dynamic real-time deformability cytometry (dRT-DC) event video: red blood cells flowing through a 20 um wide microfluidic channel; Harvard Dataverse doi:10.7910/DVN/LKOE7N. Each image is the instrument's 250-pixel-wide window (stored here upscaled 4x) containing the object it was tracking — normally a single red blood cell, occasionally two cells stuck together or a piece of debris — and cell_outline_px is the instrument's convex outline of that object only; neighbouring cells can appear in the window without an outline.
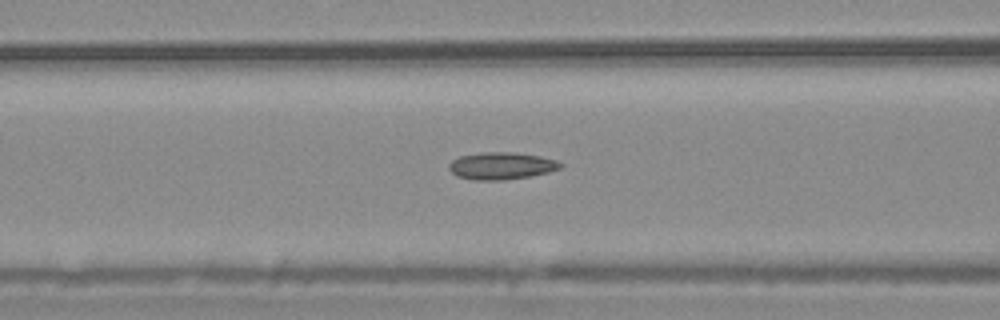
{"species": "common noctule bat (a hibernating species)", "species_latin": "Nyctalus noctula", "temperature_condition": "warm", "stored_images_in_passage": 56, "camera_frame_rate_fps": 3000, "um_per_image_px": 0.085, "animal": {"sex": "male", "body_mass_g": 20.4}, "frame": {"image": 1, "passage_image": 23, "time_ms": 7.333, "image_size_px": [1000, 320], "cell_outline_px": [[564, 164], [560, 168], [548, 172], [532, 176], [504, 180], [476, 180], [456, 176], [448, 168], [448, 164], [452, 160], [460, 156], [484, 152], [516, 152], [540, 156], [556, 160]], "centroid_in_image_um": [42.62, 14.09], "position_along_channel_um": 124.0, "area_um2": 17.74}}
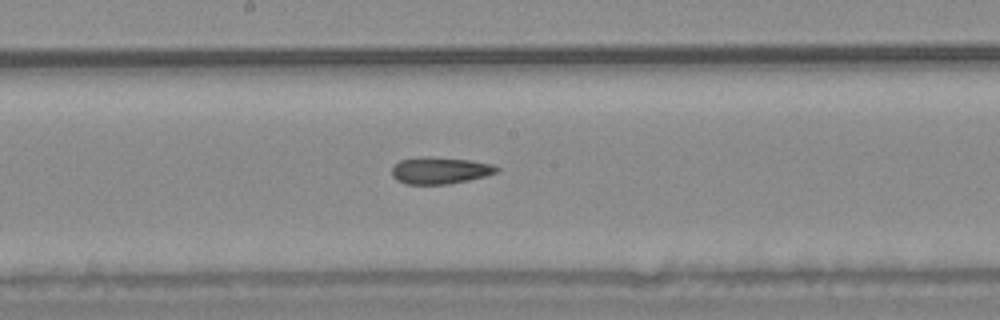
{"frame": {"image": 2, "passage_image": 30, "time_ms": 9.667, "image_size_px": [1000, 320], "cell_outline_px": [[500, 168], [496, 172], [484, 176], [468, 180], [448, 184], [408, 184], [396, 180], [392, 176], [392, 168], [400, 160], [420, 156], [424, 156], [468, 160], [492, 164]], "centroid_in_image_um": [37.37, 14.49], "position_along_channel_um": 210.8, "area_um2": 16.24}}
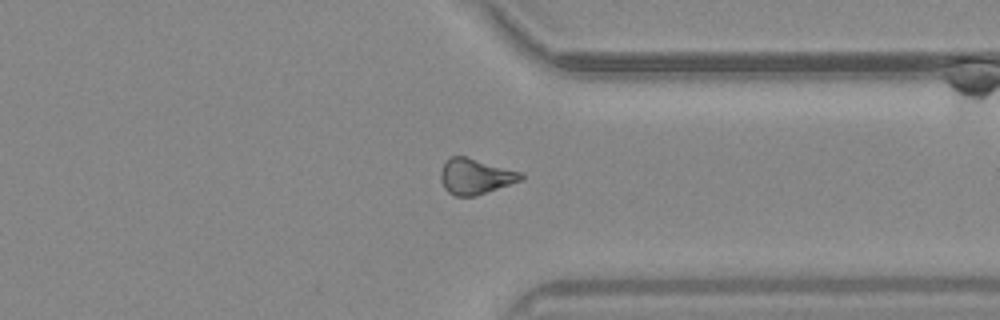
{"frame": {"image": 3, "passage_image": 43, "time_ms": 14.0, "image_size_px": [1000, 320], "cell_outline_px": [[524, 180], [472, 196], [456, 196], [448, 192], [444, 188], [440, 180], [440, 172], [448, 156], [464, 156], [524, 172]], "centroid_in_image_um": [40.42, 14.98], "position_along_channel_um": 371.0, "area_um2": 16.7}, "authors_computed_cell_mechanics": {"area_um2": 16.9932, "velocity_mm_per_s": 3.7255, "shape_relaxation_time_tau1_ms": 10.3752, "shape_relaxation_time_tau2_ms": 7.6629, "deformation_change_tau1": 0.1582, "deformation_change_tau2": 0.1861}}